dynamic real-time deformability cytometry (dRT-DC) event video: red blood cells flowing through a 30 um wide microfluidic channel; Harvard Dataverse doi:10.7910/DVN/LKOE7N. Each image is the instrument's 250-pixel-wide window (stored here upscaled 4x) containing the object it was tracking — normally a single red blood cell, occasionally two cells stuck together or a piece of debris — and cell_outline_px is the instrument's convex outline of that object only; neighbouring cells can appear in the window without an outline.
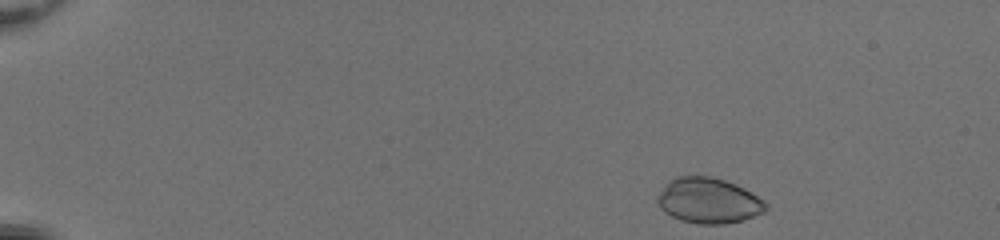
{"species": "common noctule bat (a hibernating species)", "species_latin": "Nyctalus noctula", "temperature_condition": "room temperature", "stored_images_in_passage": 45, "camera_frame_rate_fps": 3000, "um_per_image_px": 0.085, "animal": {"sex": "female", "body_mass_g": 20.0, "forearm_length_mm": 54.0}, "frame": {"image": 1, "passage_image": 1, "time_ms": 0.0, "image_size_px": [1000, 240], "cell_outline_px": [[768, 208], [764, 212], [740, 220], [724, 224], [696, 224], [680, 220], [664, 212], [660, 208], [656, 200], [656, 196], [668, 180], [676, 176], [708, 176], [724, 180], [736, 184], [744, 188], [764, 200], [768, 204]], "centroid_in_image_um": [60.19, 17.05], "position_along_channel_um": 24.8, "area_um2": 28.84}}
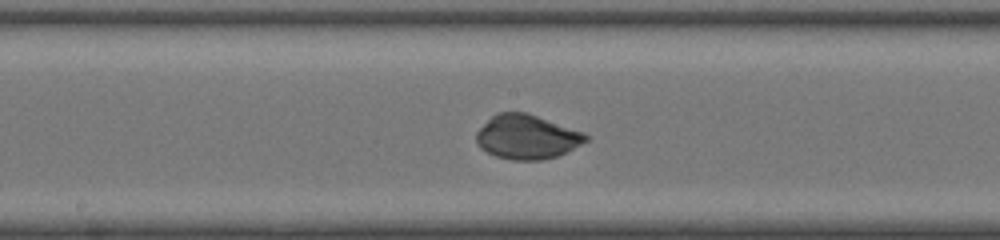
{"frame": {"image": 2, "passage_image": 23, "time_ms": 7.333, "image_size_px": [1000, 240], "cell_outline_px": [[588, 140], [556, 156], [540, 160], [512, 160], [496, 156], [480, 148], [476, 144], [476, 132], [496, 112], [528, 112], [584, 132], [588, 136]], "centroid_in_image_um": [44.76, 11.62], "position_along_channel_um": 203.4, "area_um2": 28.15}}
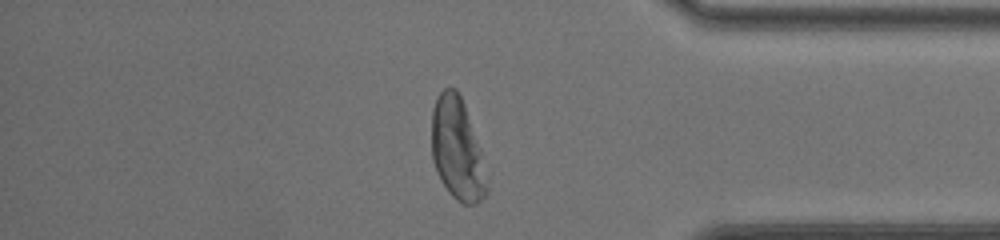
{"frame": {"image": 3, "passage_image": 38, "time_ms": 12.333, "image_size_px": [1000, 240], "cell_outline_px": [[488, 192], [476, 204], [464, 204], [456, 200], [448, 192], [440, 180], [436, 172], [432, 160], [432, 108], [440, 92], [444, 88], [456, 88], [460, 92], [480, 152], [488, 188]], "centroid_in_image_um": [38.82, 12.7], "position_along_channel_um": 396.4, "area_um2": 32.43}, "authors_computed_cell_mechanics": {"area_um2": 28.8422, "velocity_mm_per_s": 4.1479, "shape_relaxation_time_tau1_ms": 2.7969, "shape_relaxation_time_tau2_ms": 0.4982, "deformation_change_tau1": 0.1842, "deformation_change_tau2": 0.0266}}